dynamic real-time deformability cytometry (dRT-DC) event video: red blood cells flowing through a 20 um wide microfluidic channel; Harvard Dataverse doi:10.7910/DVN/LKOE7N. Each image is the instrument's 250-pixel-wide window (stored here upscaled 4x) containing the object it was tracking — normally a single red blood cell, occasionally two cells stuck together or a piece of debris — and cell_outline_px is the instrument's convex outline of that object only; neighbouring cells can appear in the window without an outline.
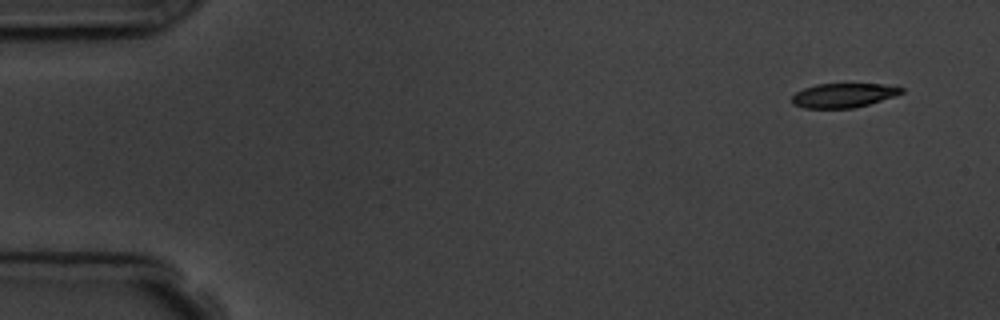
{"species": "common noctule bat (a hibernating species)", "species_latin": "Nyctalus noctula", "temperature_condition": "room temperature", "stored_images_in_passage": 5, "camera_frame_rate_fps": 3000, "um_per_image_px": 0.085, "animal": {"sex": "male", "body_mass_g": 19.5, "forearm_length_mm": 54.6}, "frame": {"image": 1, "passage_image": 1, "time_ms": 0.0, "image_size_px": [1000, 320], "cell_outline_px": [[904, 92], [868, 104], [852, 108], [804, 108], [792, 104], [792, 96], [796, 92], [804, 88], [816, 84], [884, 84], [904, 88]], "centroid_in_image_um": [71.65, 8.1], "position_along_channel_um": 13.3, "area_um2": 15.32}}